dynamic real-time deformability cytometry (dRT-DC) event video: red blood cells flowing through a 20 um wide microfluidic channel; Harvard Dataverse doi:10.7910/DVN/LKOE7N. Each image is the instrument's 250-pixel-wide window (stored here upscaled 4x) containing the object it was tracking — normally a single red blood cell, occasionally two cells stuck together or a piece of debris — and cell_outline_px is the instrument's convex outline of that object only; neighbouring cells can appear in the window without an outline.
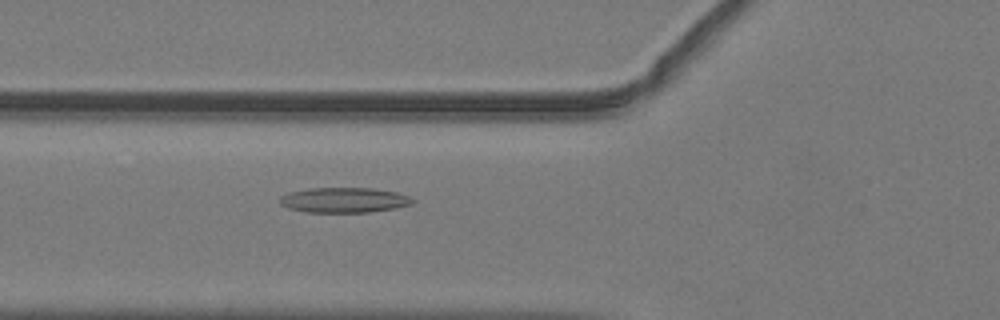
{"species": "common noctule bat (a hibernating species)", "species_latin": "Nyctalus noctula", "temperature_condition": "warm", "stored_images_in_passage": 32, "camera_frame_rate_fps": 3000, "um_per_image_px": 0.085, "animal": {"sex": "male", "body_mass_g": 19.2, "forearm_length_mm": 51.8}, "frame": {"image": 1, "passage_image": 3, "time_ms": 0.667, "image_size_px": [1000, 320], "cell_outline_px": [[416, 200], [412, 204], [396, 208], [368, 212], [304, 212], [288, 208], [280, 204], [280, 196], [288, 192], [308, 188], [372, 188], [396, 192], [408, 196]], "centroid_in_image_um": [29.23, 17.0], "position_along_channel_um": 96.6, "area_um2": 19.54}}
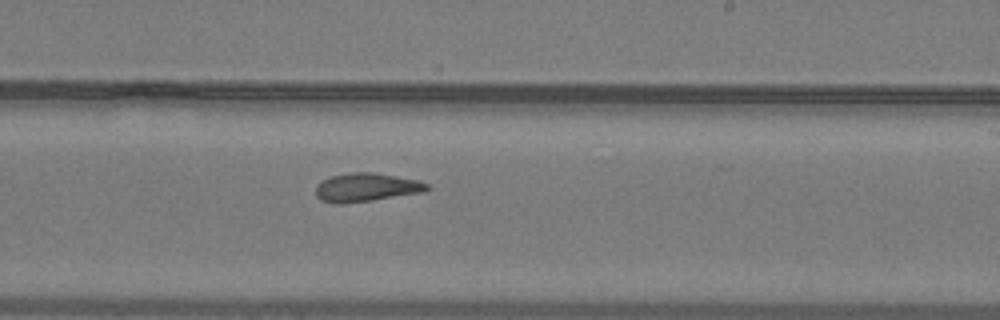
{"frame": {"image": 2, "passage_image": 15, "time_ms": 4.667, "image_size_px": [1000, 320], "cell_outline_px": [[428, 188], [424, 192], [372, 200], [320, 200], [316, 196], [316, 184], [332, 176], [348, 172], [372, 172], [420, 180], [428, 184]], "centroid_in_image_um": [31.21, 15.87], "position_along_channel_um": 257.8, "area_um2": 17.69}}
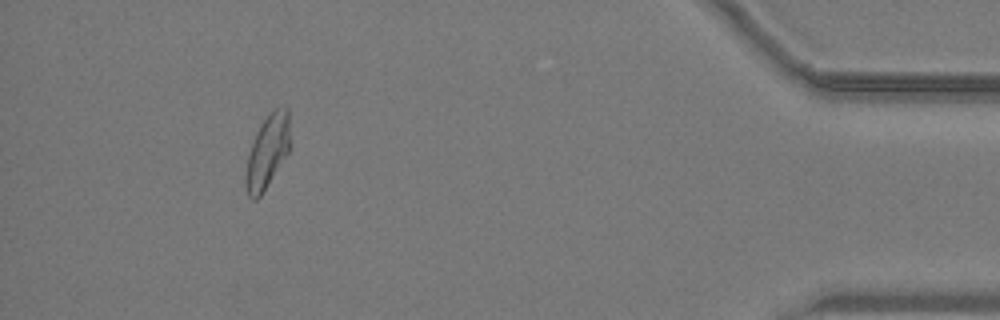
{"frame": {"image": 3, "passage_image": 31, "time_ms": 10.0, "image_size_px": [1000, 320], "cell_outline_px": [[288, 152], [260, 196], [256, 200], [252, 200], [248, 196], [244, 184], [244, 172], [248, 156], [256, 132], [260, 124], [276, 108], [284, 104], [288, 108]], "centroid_in_image_um": [22.68, 12.91], "position_along_channel_um": 412.5, "area_um2": 18.55}}